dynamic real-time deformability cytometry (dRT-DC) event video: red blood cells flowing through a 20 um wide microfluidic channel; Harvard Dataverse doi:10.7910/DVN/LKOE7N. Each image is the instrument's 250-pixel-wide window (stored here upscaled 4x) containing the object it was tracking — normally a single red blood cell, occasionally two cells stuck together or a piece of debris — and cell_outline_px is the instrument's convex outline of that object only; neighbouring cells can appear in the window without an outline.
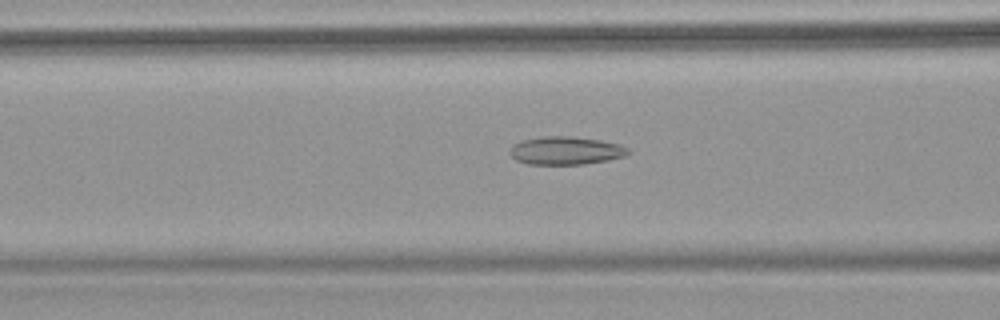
{"species": "common noctule bat (a hibernating species)", "species_latin": "Nyctalus noctula", "temperature_condition": "warm", "stored_images_in_passage": 39, "camera_frame_rate_fps": 3000, "um_per_image_px": 0.085, "animal": {"sex": "female", "body_mass_g": 18.4}, "frame": {"image": 1, "passage_image": 12, "time_ms": 3.667, "image_size_px": [1000, 320], "cell_outline_px": [[632, 152], [624, 156], [608, 160], [584, 164], [528, 164], [516, 160], [508, 152], [516, 144], [524, 140], [544, 136], [572, 136], [600, 140], [620, 144], [628, 148]], "centroid_in_image_um": [48.14, 12.8], "position_along_channel_um": 118.5, "area_um2": 19.25}}
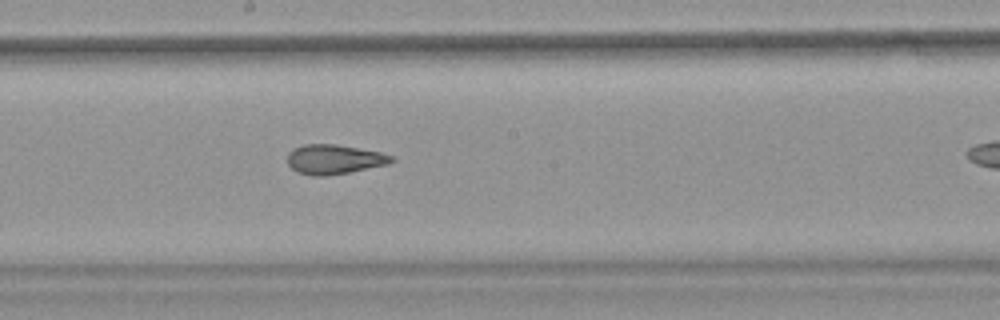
{"frame": {"image": 2, "passage_image": 22, "time_ms": 7.0, "image_size_px": [1000, 320], "cell_outline_px": [[396, 160], [388, 164], [348, 172], [324, 176], [312, 176], [296, 172], [288, 164], [288, 152], [292, 148], [304, 144], [336, 144], [380, 152], [392, 156]], "centroid_in_image_um": [28.37, 13.54], "position_along_channel_um": 219.8, "area_um2": 17.92}}
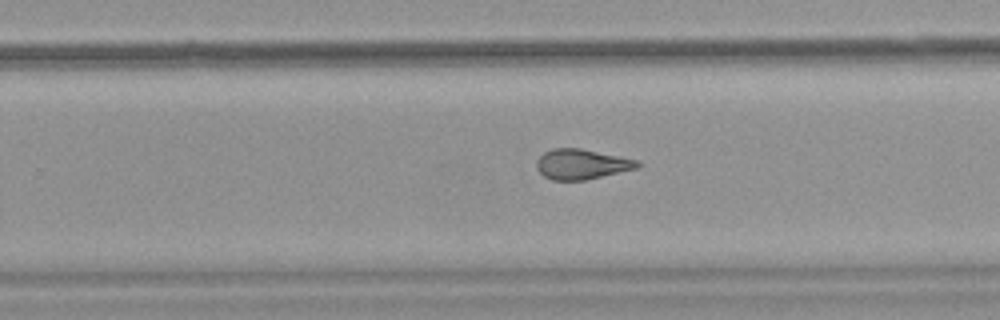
{"frame": {"image": 3, "passage_image": 28, "time_ms": 9.0, "image_size_px": [1000, 320], "cell_outline_px": [[640, 164], [636, 168], [584, 180], [552, 180], [544, 176], [536, 168], [536, 160], [544, 152], [552, 148], [580, 148], [636, 160]], "centroid_in_image_um": [49.36, 13.95], "position_along_channel_um": 280.4, "area_um2": 17.4}}